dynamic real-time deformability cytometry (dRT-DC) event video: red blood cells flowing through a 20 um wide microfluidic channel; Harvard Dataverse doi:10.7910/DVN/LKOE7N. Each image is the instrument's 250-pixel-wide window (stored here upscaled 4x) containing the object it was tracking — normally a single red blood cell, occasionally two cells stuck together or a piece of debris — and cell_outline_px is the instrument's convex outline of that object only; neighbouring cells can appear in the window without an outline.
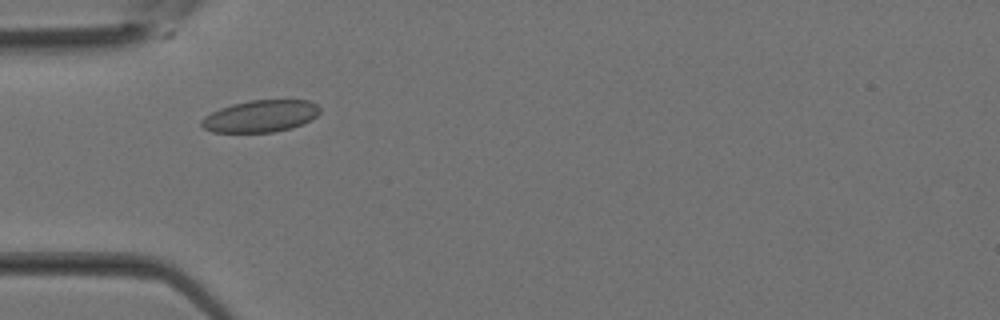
{"species": "Egyptian fruit bat (a non-hibernating species)", "species_latin": "Rousettus aegyptiacus", "temperature_condition": "room temperature", "stored_images_in_passage": 25, "camera_frame_rate_fps": 3000, "um_per_image_px": 0.085, "animal": {"sex": "female"}, "frame": {"image": 1, "passage_image": 3, "time_ms": 0.667, "image_size_px": [1000, 320], "cell_outline_px": [[320, 112], [312, 120], [304, 124], [292, 128], [272, 132], [212, 132], [204, 128], [200, 124], [200, 120], [204, 116], [220, 108], [232, 104], [248, 100], [308, 100], [316, 104], [320, 108]], "centroid_in_image_um": [22.15, 9.87], "position_along_channel_um": 62.8, "area_um2": 22.2}}
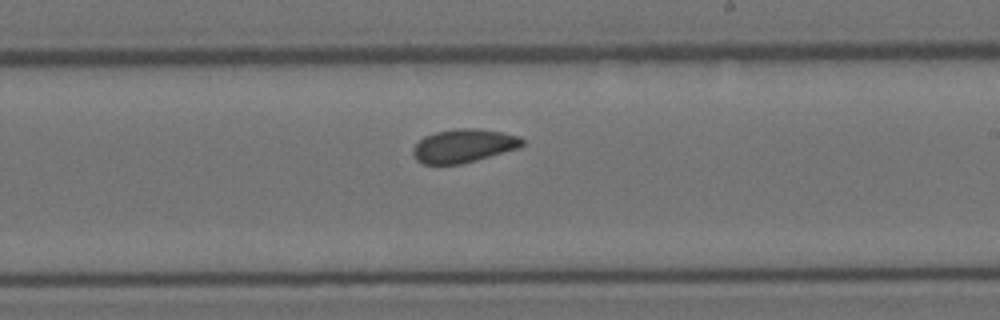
{"frame": {"image": 2, "passage_image": 12, "time_ms": 3.667, "image_size_px": [1000, 320], "cell_outline_px": [[524, 144], [520, 148], [476, 160], [460, 164], [424, 164], [416, 160], [412, 156], [412, 148], [424, 136], [436, 132], [456, 128], [480, 128], [520, 136], [524, 140]], "centroid_in_image_um": [39.41, 12.39], "position_along_channel_um": 249.6, "area_um2": 21.44}}
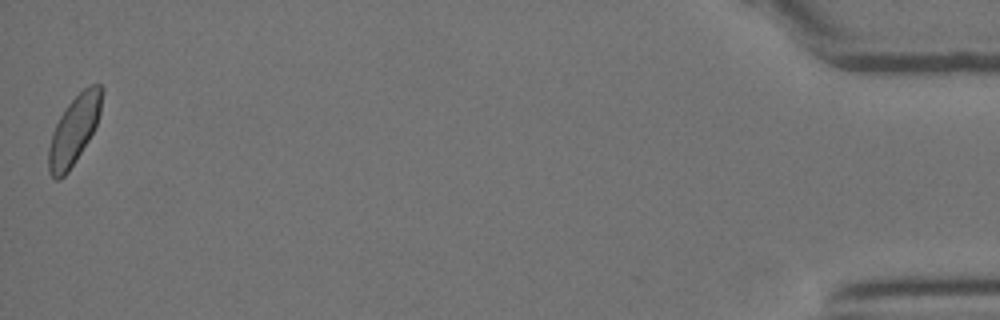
{"frame": {"image": 3, "passage_image": 25, "time_ms": 8.0, "image_size_px": [1000, 320], "cell_outline_px": [[104, 88], [100, 112], [96, 124], [88, 140], [76, 160], [68, 172], [60, 180], [56, 180], [48, 172], [48, 148], [52, 132], [60, 116], [68, 104], [88, 84], [100, 84]], "centroid_in_image_um": [6.29, 11.05], "position_along_channel_um": 428.9, "area_um2": 21.15}}